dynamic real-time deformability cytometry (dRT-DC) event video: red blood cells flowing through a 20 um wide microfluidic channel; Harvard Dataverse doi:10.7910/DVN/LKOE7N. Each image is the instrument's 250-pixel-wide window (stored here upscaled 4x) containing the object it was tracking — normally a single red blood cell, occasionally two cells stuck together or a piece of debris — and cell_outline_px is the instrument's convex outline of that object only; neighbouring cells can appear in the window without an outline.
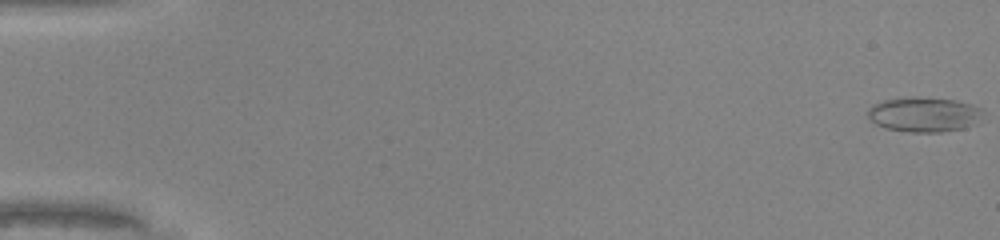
{"species": "common noctule bat (a hibernating species)", "species_latin": "Nyctalus noctula", "temperature_condition": "warm", "stored_images_in_passage": 49, "camera_frame_rate_fps": 3000, "um_per_image_px": 0.085, "animal": {"sex": "male", "body_mass_g": 20.0, "forearm_length_mm": 53.3}, "frame": {"image": 1, "passage_image": 1, "time_ms": 0.0, "image_size_px": [1000, 240], "cell_outline_px": [[984, 112], [976, 124], [964, 128], [940, 132], [908, 132], [884, 128], [876, 124], [868, 116], [868, 108], [872, 104], [884, 100], [908, 96], [916, 96], [956, 100], [972, 104], [984, 108]], "centroid_in_image_um": [78.56, 9.72], "position_along_channel_um": 6.4, "area_um2": 23.81}}
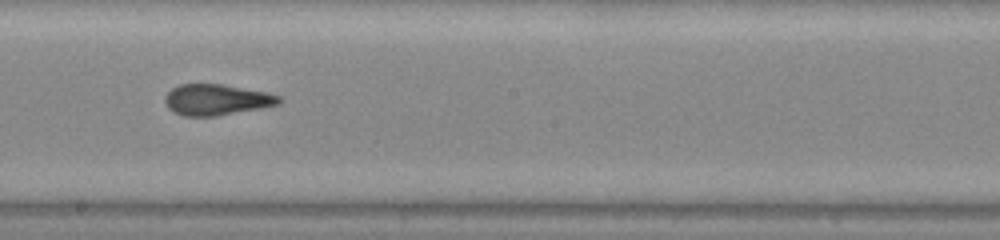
{"frame": {"image": 2, "passage_image": 29, "time_ms": 9.333, "image_size_px": [1000, 240], "cell_outline_px": [[280, 104], [260, 108], [216, 116], [184, 116], [168, 108], [164, 100], [164, 96], [172, 88], [180, 84], [220, 84], [268, 92], [280, 96]], "centroid_in_image_um": [18.4, 8.47], "position_along_channel_um": 229.8, "area_um2": 20.46}}
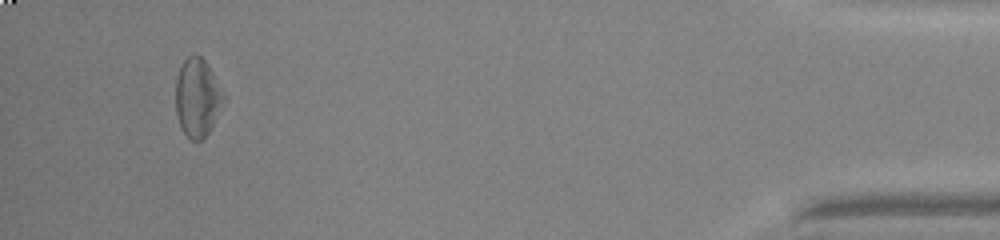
{"frame": {"image": 3, "passage_image": 47, "time_ms": 15.333, "image_size_px": [1000, 240], "cell_outline_px": [[224, 100], [208, 132], [200, 140], [192, 140], [184, 132], [180, 124], [176, 112], [176, 76], [184, 60], [192, 52], [196, 52], [208, 64], [224, 96]], "centroid_in_image_um": [16.75, 8.23], "position_along_channel_um": 418.5, "area_um2": 21.39}, "authors_computed_cell_mechanics": {"area_um2": 21.6172, "velocity_mm_per_s": 4.2795, "shape_relaxation_time_tau1_ms": 10.1742, "shape_relaxation_time_tau2_ms": 1.3341, "deformation_change_tau1": 0.2344, "deformation_change_tau2": 0.0781}}